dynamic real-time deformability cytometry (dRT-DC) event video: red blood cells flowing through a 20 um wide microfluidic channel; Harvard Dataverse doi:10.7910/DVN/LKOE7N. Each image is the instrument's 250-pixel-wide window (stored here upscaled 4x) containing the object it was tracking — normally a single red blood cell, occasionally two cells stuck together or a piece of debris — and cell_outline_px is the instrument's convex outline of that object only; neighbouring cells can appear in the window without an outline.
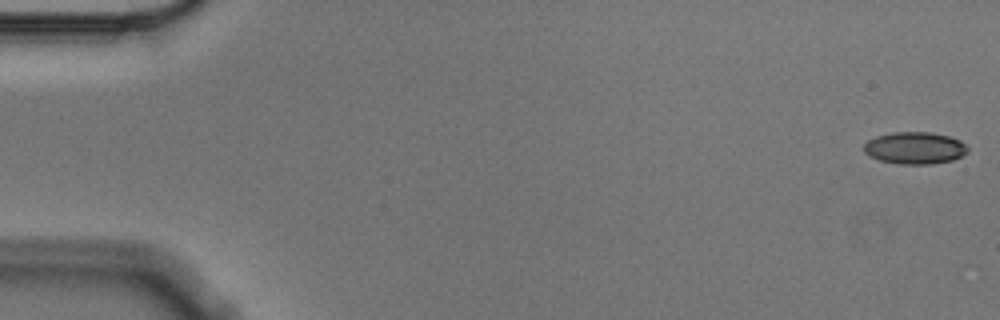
{"species": "Egyptian fruit bat (a non-hibernating species)", "species_latin": "Rousettus aegyptiacus", "temperature_condition": "cold", "stored_images_in_passage": 6, "segment_of_instrument_passage": [1, 2], "camera_frame_rate_fps": 3000, "um_per_image_px": 0.085, "animal": {"sex": "male"}, "frame": {"image": 1, "passage_image": 1, "time_ms": 0.0, "image_size_px": [1000, 320], "cell_outline_px": [[968, 152], [952, 160], [928, 164], [900, 164], [880, 160], [864, 152], [864, 144], [868, 140], [876, 136], [892, 132], [932, 132], [952, 136], [960, 140], [968, 148]], "centroid_in_image_um": [77.77, 12.56], "position_along_channel_um": 7.2, "area_um2": 19.36}}
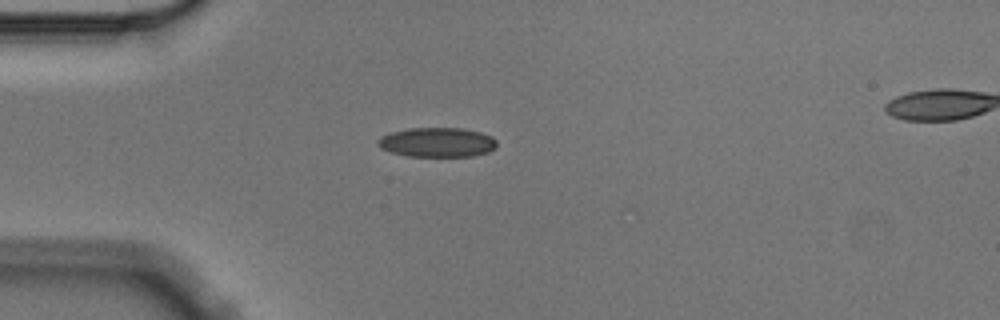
{"frame": {"image": 2, "passage_image": 5, "time_ms": 1.333, "image_size_px": [1000, 320], "cell_outline_px": [[496, 148], [488, 152], [472, 156], [408, 156], [392, 152], [380, 148], [376, 144], [376, 140], [380, 136], [392, 132], [408, 128], [464, 128], [480, 132], [492, 136], [496, 140]], "centroid_in_image_um": [37.15, 12.09], "position_along_channel_um": 47.9, "area_um2": 20.58}}